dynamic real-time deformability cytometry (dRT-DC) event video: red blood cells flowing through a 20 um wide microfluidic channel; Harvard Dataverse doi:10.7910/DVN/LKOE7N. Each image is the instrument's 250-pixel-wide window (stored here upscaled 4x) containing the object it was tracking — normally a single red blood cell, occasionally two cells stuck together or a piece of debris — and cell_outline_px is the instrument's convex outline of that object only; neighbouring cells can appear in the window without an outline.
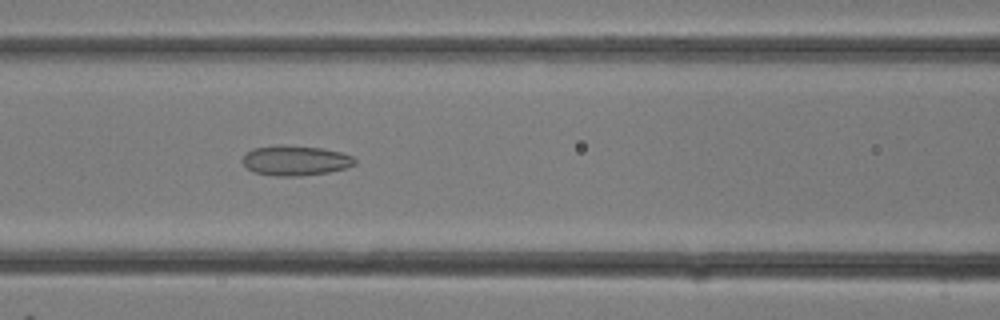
{"species": "common noctule bat (a hibernating species)", "species_latin": "Nyctalus noctula", "temperature_condition": "room temperature", "stored_images_in_passage": 28, "camera_frame_rate_fps": 3000, "um_per_image_px": 0.085, "animal": {"sex": "female"}, "frame": {"image": 1, "passage_image": 12, "time_ms": 3.667, "image_size_px": [1000, 320], "cell_outline_px": [[356, 164], [344, 168], [328, 172], [300, 176], [276, 176], [256, 172], [248, 168], [240, 160], [252, 148], [280, 144], [320, 148], [340, 152], [352, 156], [356, 160]], "centroid_in_image_um": [25.09, 13.63], "position_along_channel_um": 141.5, "area_um2": 19.54}}
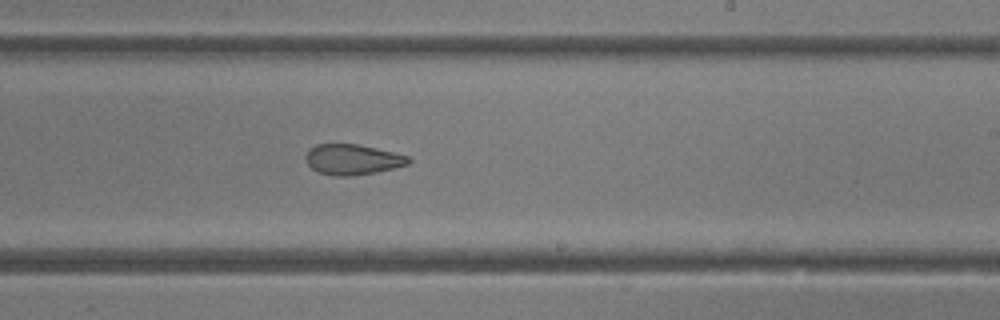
{"frame": {"image": 2, "passage_image": 17, "time_ms": 5.333, "image_size_px": [1000, 320], "cell_outline_px": [[412, 160], [408, 164], [396, 168], [376, 172], [352, 176], [332, 176], [320, 172], [312, 168], [308, 164], [304, 156], [308, 148], [316, 144], [356, 144], [392, 152], [408, 156]], "centroid_in_image_um": [29.94, 13.56], "position_along_channel_um": 259.1, "area_um2": 18.26}}
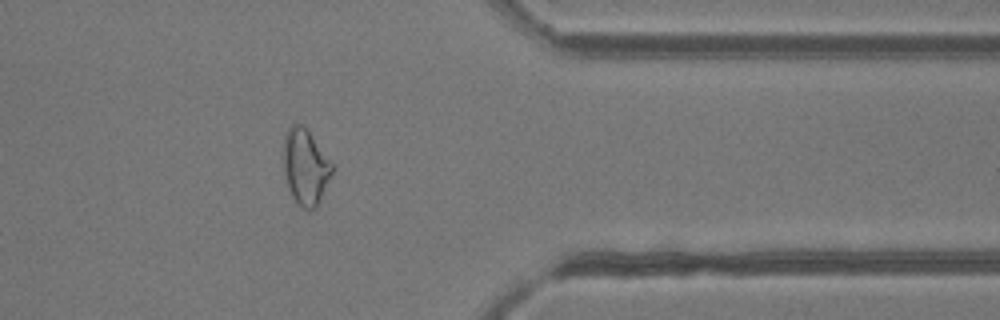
{"frame": {"image": 3, "passage_image": 23, "time_ms": 7.333, "image_size_px": [1000, 320], "cell_outline_px": [[332, 172], [316, 208], [308, 212], [296, 204], [288, 188], [284, 172], [284, 140], [288, 128], [292, 124], [300, 124], [308, 132], [332, 164]], "centroid_in_image_um": [25.93, 14.25], "position_along_channel_um": 385.5, "area_um2": 20.92}}